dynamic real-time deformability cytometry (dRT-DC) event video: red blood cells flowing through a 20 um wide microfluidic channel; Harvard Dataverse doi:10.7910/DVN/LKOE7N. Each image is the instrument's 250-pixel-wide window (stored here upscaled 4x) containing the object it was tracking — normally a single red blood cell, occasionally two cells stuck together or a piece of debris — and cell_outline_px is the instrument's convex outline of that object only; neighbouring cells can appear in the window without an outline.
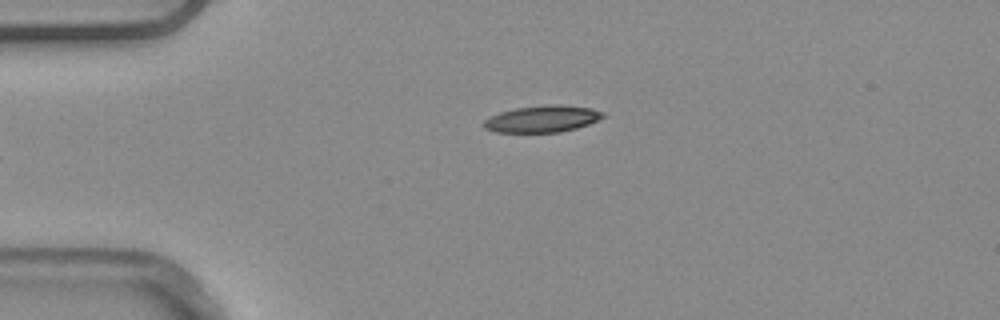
{"species": "common noctule bat (a hibernating species)", "species_latin": "Nyctalus noctula", "temperature_condition": "warm", "stored_images_in_passage": 4, "camera_frame_rate_fps": 3000, "um_per_image_px": 0.085, "animal": {"sex": "male", "body_mass_g": 20.4}, "frame": {"image": 1, "passage_image": 4, "time_ms": 1.0, "image_size_px": [1000, 320], "cell_outline_px": [[604, 116], [588, 124], [576, 128], [560, 132], [496, 132], [484, 128], [484, 120], [500, 112], [516, 108], [548, 104], [560, 104], [592, 108], [604, 112]], "centroid_in_image_um": [46.11, 10.1], "position_along_channel_um": 38.9, "area_um2": 18.44}}